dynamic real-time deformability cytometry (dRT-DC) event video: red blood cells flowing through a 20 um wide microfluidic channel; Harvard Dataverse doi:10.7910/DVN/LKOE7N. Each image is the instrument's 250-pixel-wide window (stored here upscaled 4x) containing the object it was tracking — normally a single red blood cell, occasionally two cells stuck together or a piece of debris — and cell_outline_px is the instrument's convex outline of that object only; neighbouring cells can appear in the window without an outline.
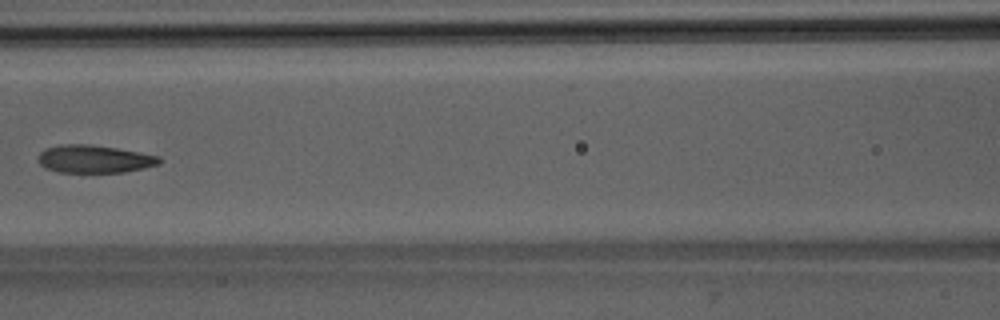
{"species": "Egyptian fruit bat (a non-hibernating species)", "species_latin": "Rousettus aegyptiacus", "temperature_condition": "room temperature", "stored_images_in_passage": 6, "camera_frame_rate_fps": 3000, "um_per_image_px": 0.085, "animal": {"sex": "male"}, "frame": {"image": 1, "passage_image": 6, "time_ms": 5.667, "image_size_px": [1000, 320], "cell_outline_px": [[160, 164], [144, 168], [124, 172], [56, 172], [40, 164], [40, 152], [44, 148], [60, 144], [88, 144], [116, 148], [160, 156]], "centroid_in_image_um": [8.02, 13.51], "position_along_channel_um": 158.6, "area_um2": 19.48}}